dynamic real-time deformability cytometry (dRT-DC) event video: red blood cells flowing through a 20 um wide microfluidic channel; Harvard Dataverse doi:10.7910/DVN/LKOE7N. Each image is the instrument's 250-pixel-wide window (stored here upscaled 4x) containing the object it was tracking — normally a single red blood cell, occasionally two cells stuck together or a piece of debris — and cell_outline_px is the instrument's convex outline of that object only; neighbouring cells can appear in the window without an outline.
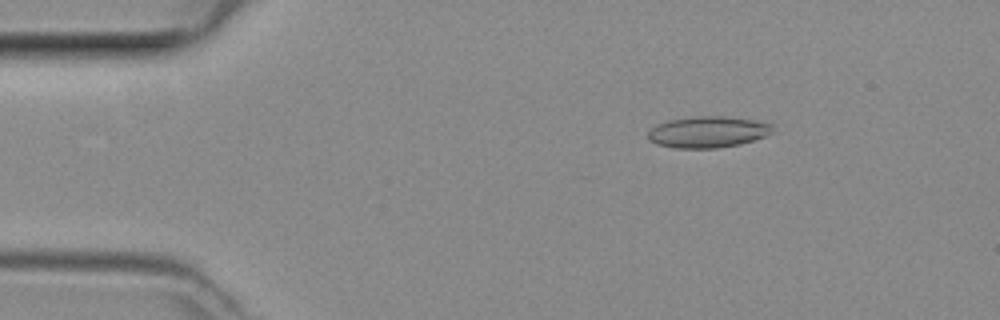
{"species": "common noctule bat (a hibernating species)", "species_latin": "Nyctalus noctula", "temperature_condition": "room temperature", "stored_images_in_passage": 14, "camera_frame_rate_fps": 3000, "um_per_image_px": 0.085, "animal": {"sex": "female", "body_mass_g": 29.2, "forearm_length_mm": 56.3}, "frame": {"image": 1, "passage_image": 2, "time_ms": 0.333, "image_size_px": [1000, 320], "cell_outline_px": [[772, 132], [764, 136], [740, 144], [716, 148], [676, 148], [656, 144], [648, 140], [648, 132], [656, 124], [668, 120], [696, 116], [724, 116], [752, 120], [772, 124]], "centroid_in_image_um": [60.12, 11.22], "position_along_channel_um": 24.9, "area_um2": 22.6}}
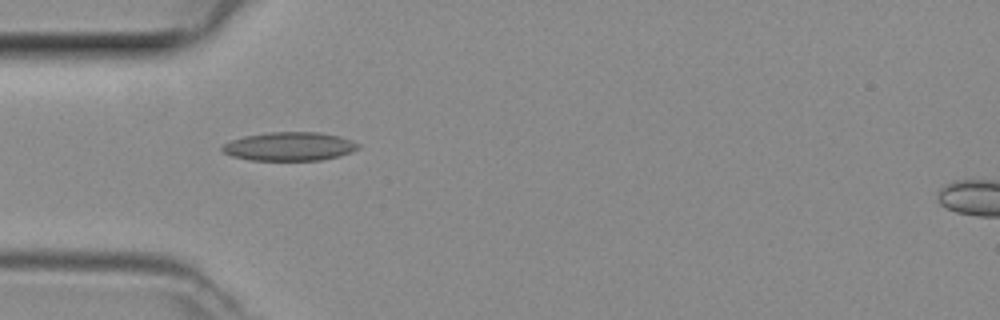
{"frame": {"image": 2, "passage_image": 9, "time_ms": 2.667, "image_size_px": [1000, 320], "cell_outline_px": [[360, 144], [356, 148], [340, 156], [320, 160], [252, 160], [232, 156], [224, 152], [220, 148], [224, 144], [232, 140], [244, 136], [268, 132], [320, 132], [340, 136], [352, 140]], "centroid_in_image_um": [24.59, 12.44], "position_along_channel_um": 60.4, "area_um2": 22.54}}
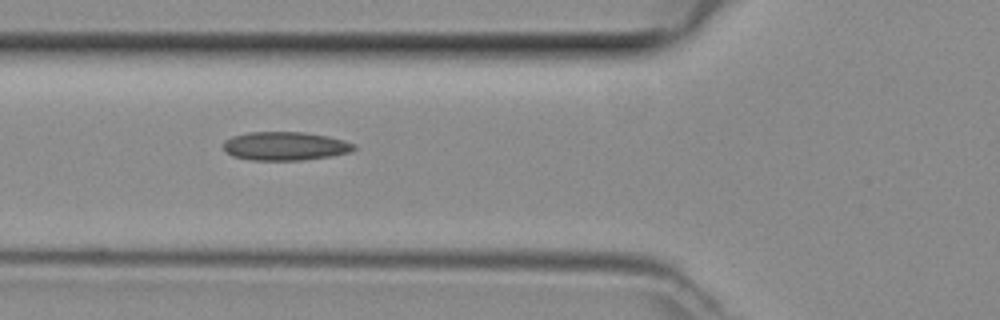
{"frame": {"image": 3, "passage_image": 12, "time_ms": 3.667, "image_size_px": [1000, 320], "cell_outline_px": [[356, 148], [348, 152], [332, 156], [300, 160], [252, 160], [232, 156], [224, 148], [224, 140], [232, 136], [248, 132], [304, 132], [328, 136], [344, 140], [356, 144]], "centroid_in_image_um": [24.25, 12.41], "position_along_channel_um": 101.6, "area_um2": 21.73}}